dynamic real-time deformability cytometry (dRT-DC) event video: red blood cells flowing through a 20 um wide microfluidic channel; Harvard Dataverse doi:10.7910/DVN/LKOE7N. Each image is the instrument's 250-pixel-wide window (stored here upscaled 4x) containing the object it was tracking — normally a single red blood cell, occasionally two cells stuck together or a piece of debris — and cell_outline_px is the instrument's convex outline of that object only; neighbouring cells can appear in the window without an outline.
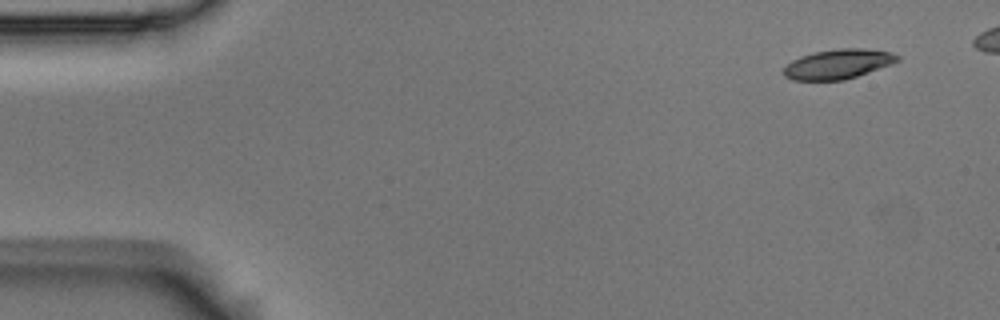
{"species": "Egyptian fruit bat (a non-hibernating species)", "species_latin": "Rousettus aegyptiacus", "temperature_condition": "room temperature", "stored_images_in_passage": 5, "camera_frame_rate_fps": 3000, "um_per_image_px": 0.085, "animal": {"sex": "male"}, "frame": {"image": 1, "passage_image": 1, "time_ms": 0.0, "image_size_px": [1000, 320], "cell_outline_px": [[900, 60], [856, 76], [844, 80], [792, 80], [784, 76], [784, 68], [792, 60], [800, 56], [816, 52], [836, 48], [864, 48], [892, 52], [900, 56]], "centroid_in_image_um": [71.22, 5.43], "position_along_channel_um": 13.8, "area_um2": 19.48}}
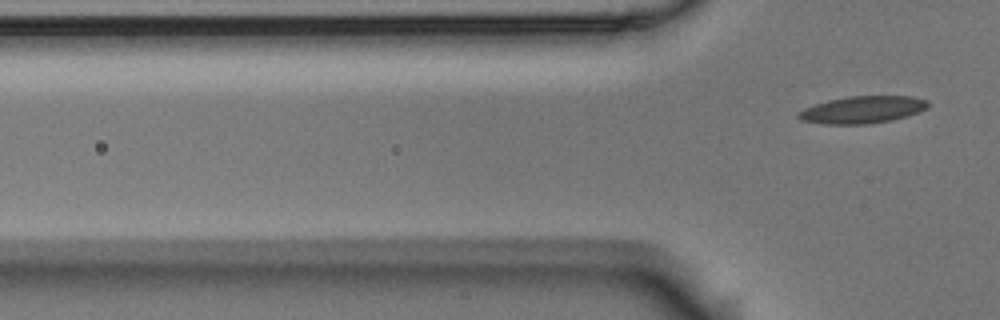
{"frame": {"image": 2, "passage_image": 5, "time_ms": 1.333, "image_size_px": [1000, 320], "cell_outline_px": [[928, 108], [908, 116], [892, 120], [868, 124], [824, 124], [800, 120], [796, 116], [796, 112], [804, 108], [828, 100], [848, 96], [912, 96], [928, 100]], "centroid_in_image_um": [73.3, 9.32], "position_along_channel_um": 52.5, "area_um2": 20.69}}